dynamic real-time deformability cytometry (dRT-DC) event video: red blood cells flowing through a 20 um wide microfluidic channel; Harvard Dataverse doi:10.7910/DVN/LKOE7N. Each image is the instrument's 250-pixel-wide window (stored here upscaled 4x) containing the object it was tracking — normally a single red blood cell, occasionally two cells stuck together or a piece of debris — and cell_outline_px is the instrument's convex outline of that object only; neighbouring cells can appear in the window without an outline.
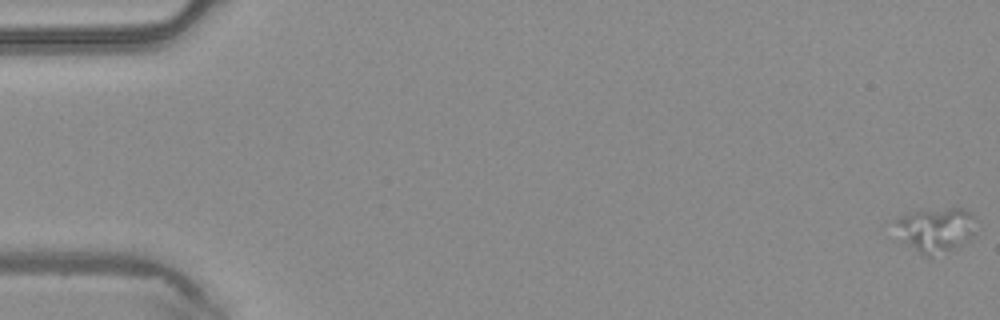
{"species": "common noctule bat (a hibernating species)", "species_latin": "Nyctalus noctula", "temperature_condition": "warm", "stored_images_in_passage": 49, "camera_frame_rate_fps": 3000, "um_per_image_px": 0.085, "animal": {"sex": "male", "body_mass_g": 20.4}, "frame": {"image": 1, "passage_image": 1, "time_ms": 0.0, "image_size_px": [1000, 320], "cell_outline_px": [[976, 232], [960, 248], [932, 256], [924, 256], [900, 240], [896, 220], [900, 216], [920, 208], [964, 208], [972, 216]], "centroid_in_image_um": [79.55, 19.52], "position_along_channel_um": 5.5, "area_um2": 21.39}}
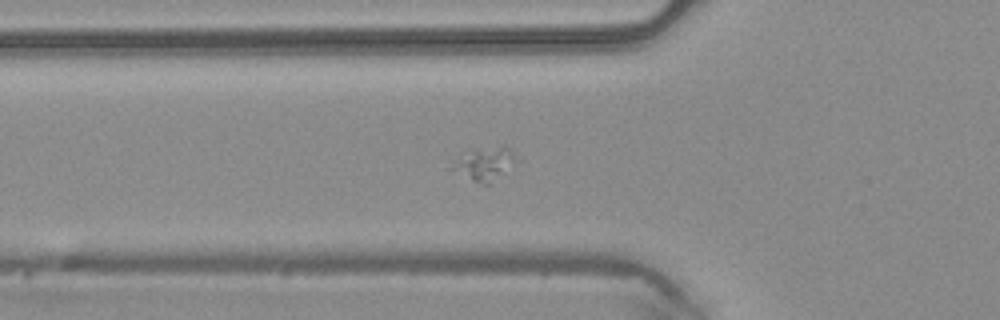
{"frame": {"image": 2, "passage_image": 18, "time_ms": 5.667, "image_size_px": [1000, 320], "cell_outline_px": [[520, 160], [488, 184], [484, 184], [472, 180], [444, 168], [460, 152], [472, 148], [512, 148], [520, 156]], "centroid_in_image_um": [41.09, 13.89], "position_along_channel_um": 84.7, "area_um2": 13.01}}
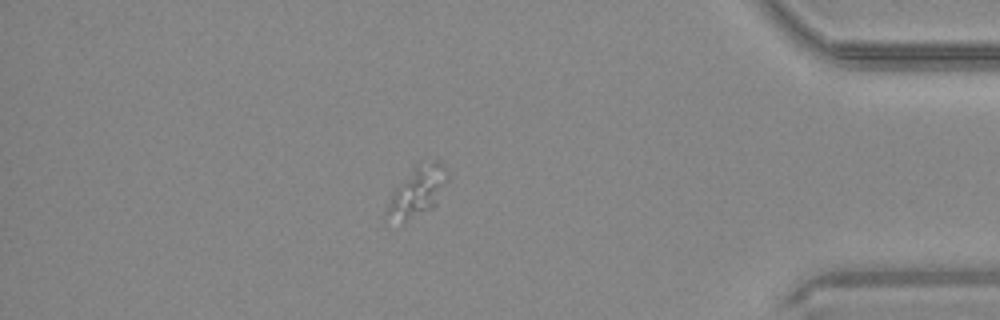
{"frame": {"image": 3, "passage_image": 43, "time_ms": 14.0, "image_size_px": [1000, 320], "cell_outline_px": [[448, 180], [436, 204], [432, 208], [404, 224], [384, 220], [384, 212], [392, 192], [412, 168], [416, 164], [436, 160], [440, 160], [448, 172]], "centroid_in_image_um": [35.44, 16.33], "position_along_channel_um": 399.8, "area_um2": 18.26}}